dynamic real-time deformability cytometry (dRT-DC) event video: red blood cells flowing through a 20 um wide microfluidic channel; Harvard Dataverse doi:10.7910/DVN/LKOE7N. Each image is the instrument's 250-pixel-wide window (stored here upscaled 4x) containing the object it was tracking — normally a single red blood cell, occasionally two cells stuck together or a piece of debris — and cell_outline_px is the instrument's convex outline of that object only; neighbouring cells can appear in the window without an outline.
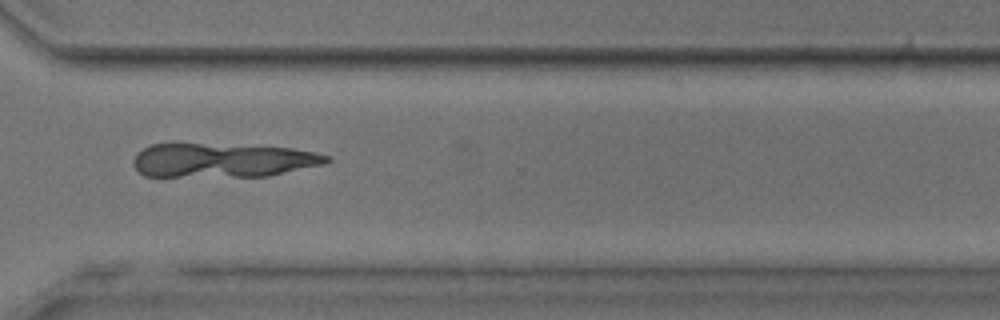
{"species": "common noctule bat (a hibernating species)", "species_latin": "Nyctalus noctula", "temperature_condition": "room temperature", "stored_images_in_passage": 46, "camera_frame_rate_fps": 3000, "um_per_image_px": 0.085, "animal": {"sex": "male", "body_mass_g": 17.9, "forearm_length_mm": 54.2}, "frame": {"image": 1, "passage_image": 33, "time_ms": 10.667, "image_size_px": [1000, 320], "cell_outline_px": [[332, 160], [324, 164], [268, 176], [144, 176], [132, 164], [136, 152], [148, 144], [200, 144], [292, 148], [316, 152], [328, 156]], "centroid_in_image_um": [18.9, 13.63], "position_along_channel_um": 351.7, "area_um2": 38.09}}
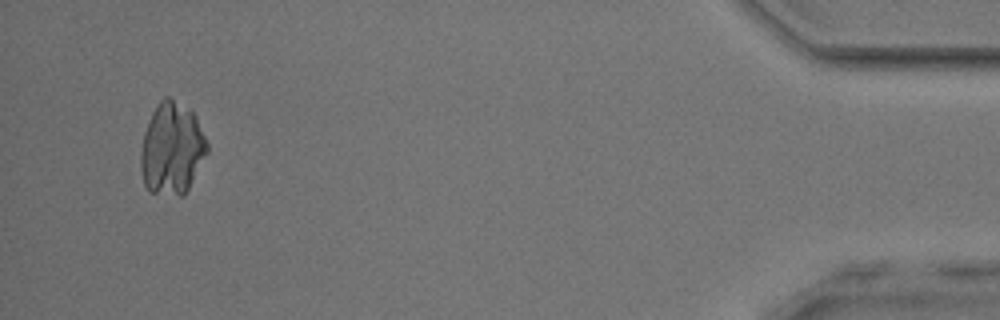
{"frame": {"image": 2, "passage_image": 44, "time_ms": 14.333, "image_size_px": [1000, 320], "cell_outline_px": [[208, 152], [184, 196], [180, 196], [148, 192], [144, 184], [140, 168], [140, 152], [144, 132], [152, 112], [160, 100], [164, 96], [168, 96], [192, 112], [196, 116], [208, 144]], "centroid_in_image_um": [14.59, 12.66], "position_along_channel_um": 420.6, "area_um2": 35.72}}